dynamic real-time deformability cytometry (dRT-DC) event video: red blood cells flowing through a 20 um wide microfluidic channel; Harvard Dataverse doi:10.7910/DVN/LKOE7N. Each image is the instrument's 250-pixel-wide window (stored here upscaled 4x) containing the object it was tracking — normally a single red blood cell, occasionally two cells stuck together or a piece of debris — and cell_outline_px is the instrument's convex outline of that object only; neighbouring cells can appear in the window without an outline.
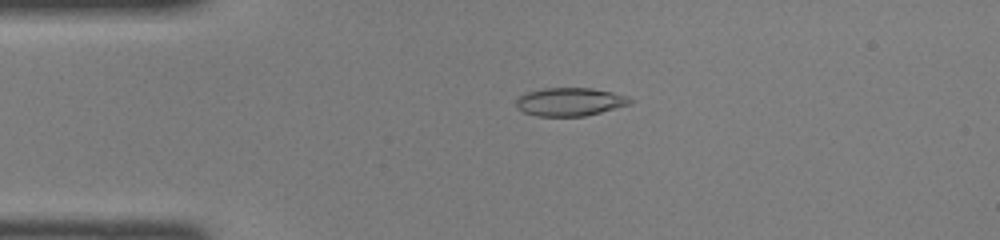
{"species": "common noctule bat (a hibernating species)", "species_latin": "Nyctalus noctula", "temperature_condition": "room temperature", "stored_images_in_passage": 39, "camera_frame_rate_fps": 3000, "um_per_image_px": 0.085, "animal": {"sex": "female", "body_mass_g": 22.0, "forearm_length_mm": 56.7}, "frame": {"image": 1, "passage_image": 3, "time_ms": 0.667, "image_size_px": [1000, 240], "cell_outline_px": [[632, 104], [584, 116], [536, 116], [524, 112], [516, 108], [516, 100], [520, 96], [528, 92], [544, 88], [592, 88], [612, 92], [624, 96], [632, 100]], "centroid_in_image_um": [48.42, 8.66], "position_along_channel_um": 36.6, "area_um2": 18.61}}
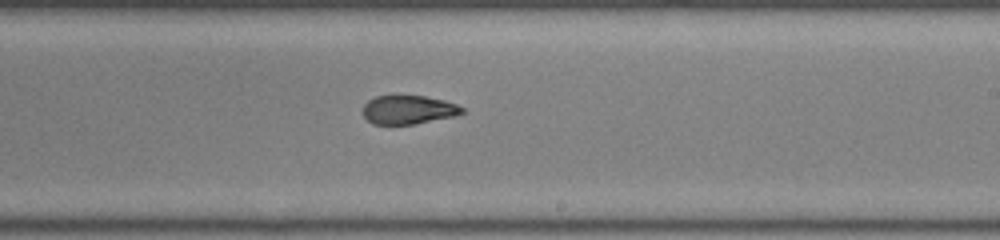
{"frame": {"image": 2, "passage_image": 20, "time_ms": 6.333, "image_size_px": [1000, 240], "cell_outline_px": [[464, 112], [456, 116], [412, 124], [372, 124], [364, 116], [364, 104], [368, 100], [376, 96], [396, 92], [424, 96], [444, 100], [456, 104], [464, 108]], "centroid_in_image_um": [34.69, 9.28], "position_along_channel_um": 254.3, "area_um2": 17.17}}
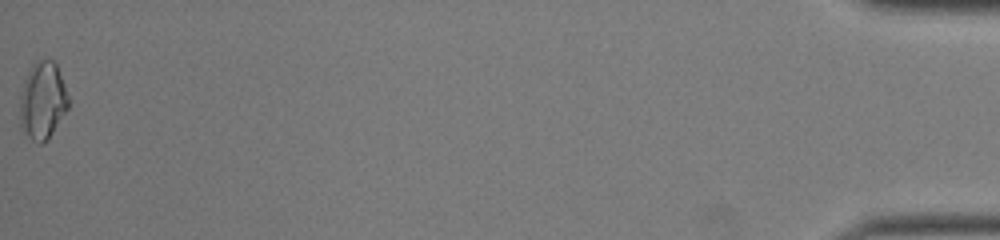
{"frame": {"image": 3, "passage_image": 39, "time_ms": 12.667, "image_size_px": [1000, 240], "cell_outline_px": [[68, 108], [48, 140], [44, 144], [40, 144], [32, 140], [20, 132], [20, 96], [24, 80], [32, 64], [40, 60], [52, 60], [56, 64], [64, 84], [68, 96]], "centroid_in_image_um": [3.6, 8.61], "position_along_channel_um": 431.6, "area_um2": 22.02}}